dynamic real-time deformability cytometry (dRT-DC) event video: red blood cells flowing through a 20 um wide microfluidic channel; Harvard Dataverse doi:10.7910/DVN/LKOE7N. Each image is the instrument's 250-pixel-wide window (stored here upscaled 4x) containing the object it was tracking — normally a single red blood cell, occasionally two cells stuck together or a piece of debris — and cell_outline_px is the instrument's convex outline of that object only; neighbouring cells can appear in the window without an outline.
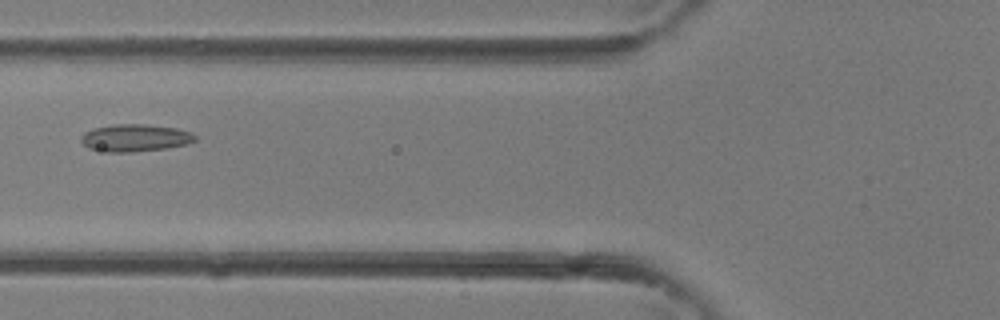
{"species": "common noctule bat (a hibernating species)", "species_latin": "Nyctalus noctula", "temperature_condition": "room temperature", "stored_images_in_passage": 5, "camera_frame_rate_fps": 3000, "um_per_image_px": 0.085, "animal": {"sex": "female"}, "frame": {"image": 1, "passage_image": 5, "time_ms": 1.333, "image_size_px": [1000, 320], "cell_outline_px": [[196, 140], [184, 144], [168, 148], [132, 152], [108, 152], [88, 148], [80, 140], [80, 136], [84, 132], [92, 128], [116, 124], [144, 124], [176, 128], [192, 132], [196, 136]], "centroid_in_image_um": [11.46, 11.71], "position_along_channel_um": 114.3, "area_um2": 18.21}}